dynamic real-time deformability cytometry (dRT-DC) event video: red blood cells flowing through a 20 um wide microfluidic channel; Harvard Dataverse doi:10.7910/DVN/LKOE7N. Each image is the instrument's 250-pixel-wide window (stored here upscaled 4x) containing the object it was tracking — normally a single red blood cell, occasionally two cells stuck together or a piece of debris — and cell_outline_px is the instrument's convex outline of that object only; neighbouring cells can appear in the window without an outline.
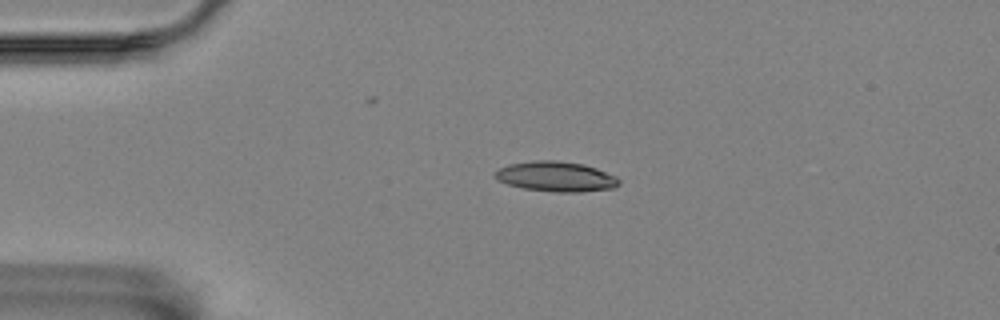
{"species": "Egyptian fruit bat (a non-hibernating species)", "species_latin": "Rousettus aegyptiacus", "temperature_condition": "room temperature", "stored_images_in_passage": 4, "camera_frame_rate_fps": 3000, "um_per_image_px": 0.085, "animal": {"sex": "female"}, "frame": {"image": 1, "passage_image": 3, "time_ms": 0.667, "image_size_px": [1000, 320], "cell_outline_px": [[620, 184], [612, 188], [580, 192], [556, 192], [524, 188], [508, 184], [496, 180], [496, 172], [500, 168], [508, 164], [532, 160], [556, 160], [584, 164], [596, 168], [616, 176], [620, 180]], "centroid_in_image_um": [47.27, 15.0], "position_along_channel_um": 37.7, "area_um2": 21.68}}